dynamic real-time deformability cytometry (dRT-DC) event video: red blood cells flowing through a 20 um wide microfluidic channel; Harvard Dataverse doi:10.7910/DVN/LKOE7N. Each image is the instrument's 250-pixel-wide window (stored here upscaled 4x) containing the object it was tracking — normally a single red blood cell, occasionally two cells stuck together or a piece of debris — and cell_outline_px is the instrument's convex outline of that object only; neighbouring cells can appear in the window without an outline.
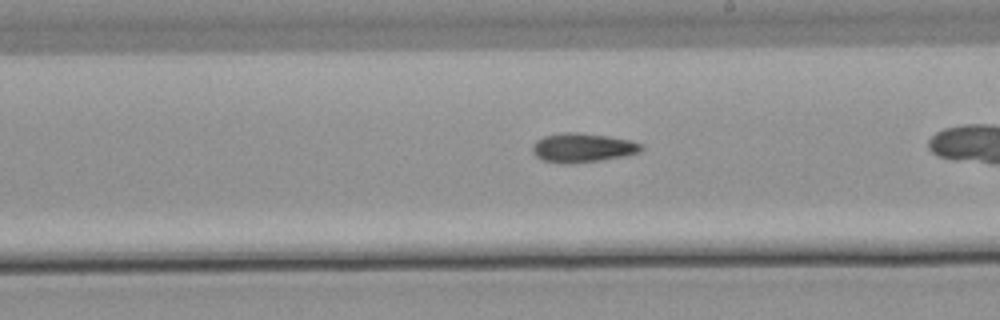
{"species": "common noctule bat (a hibernating species)", "species_latin": "Nyctalus noctula", "temperature_condition": "warm", "stored_images_in_passage": 27, "camera_frame_rate_fps": 3000, "um_per_image_px": 0.085, "animal": {"sex": "male", "body_mass_g": 21.5, "forearm_length_mm": 52.0}, "frame": {"image": 1, "passage_image": 16, "time_ms": 5.0, "image_size_px": [1000, 320], "cell_outline_px": [[644, 148], [640, 152], [624, 156], [600, 160], [568, 164], [564, 164], [544, 160], [536, 156], [532, 152], [532, 144], [536, 140], [544, 136], [560, 132], [576, 132], [608, 136], [628, 140], [640, 144]], "centroid_in_image_um": [49.48, 12.55], "position_along_channel_um": 239.5, "area_um2": 18.44}}